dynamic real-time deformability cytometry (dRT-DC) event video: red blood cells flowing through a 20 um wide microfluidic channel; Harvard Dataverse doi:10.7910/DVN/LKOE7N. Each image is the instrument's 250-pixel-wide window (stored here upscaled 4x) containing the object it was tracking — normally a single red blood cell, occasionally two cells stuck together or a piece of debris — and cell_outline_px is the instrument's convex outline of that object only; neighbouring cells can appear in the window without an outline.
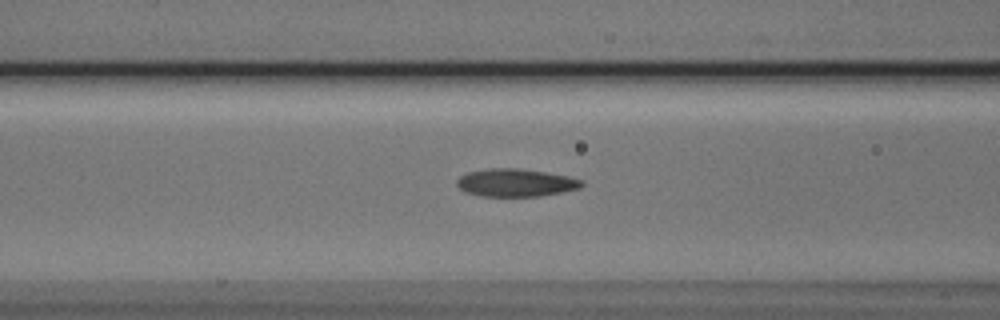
{"species": "Egyptian fruit bat (a non-hibernating species)", "species_latin": "Rousettus aegyptiacus", "temperature_condition": "cold", "stored_images_in_passage": 49, "camera_frame_rate_fps": 3000, "um_per_image_px": 0.085, "animal": {"sex": "male"}, "frame": {"image": 1, "passage_image": 21, "time_ms": 6.667, "image_size_px": [1000, 320], "cell_outline_px": [[584, 184], [580, 188], [564, 192], [540, 196], [480, 196], [464, 192], [456, 184], [456, 180], [460, 176], [468, 172], [488, 168], [516, 168], [544, 172], [568, 176], [584, 180]], "centroid_in_image_um": [43.84, 15.53], "position_along_channel_um": 122.8, "area_um2": 20.35}}
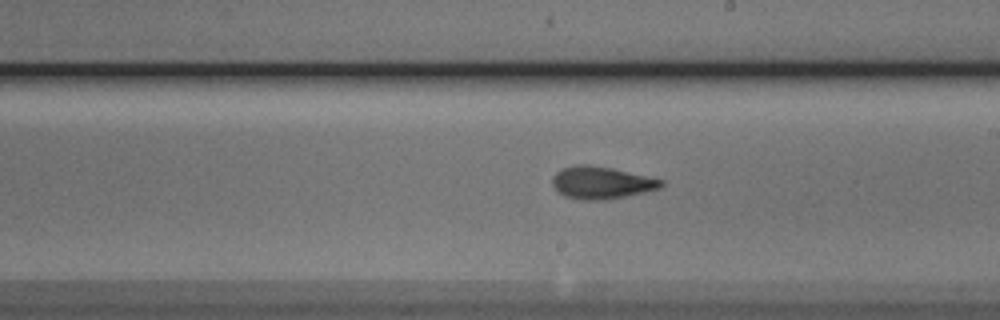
{"frame": {"image": 2, "passage_image": 30, "time_ms": 9.667, "image_size_px": [1000, 320], "cell_outline_px": [[664, 184], [660, 188], [644, 192], [604, 200], [584, 200], [564, 196], [556, 192], [552, 184], [552, 176], [556, 172], [564, 168], [576, 164], [588, 164], [612, 168], [664, 180]], "centroid_in_image_um": [51.08, 15.52], "position_along_channel_um": 237.9, "area_um2": 20.52}}
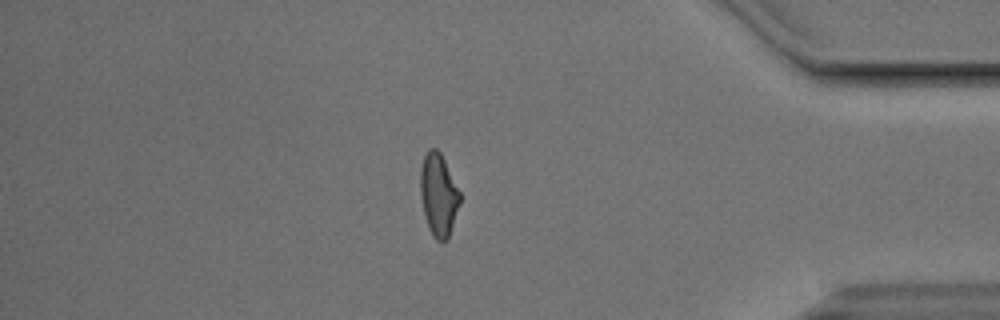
{"frame": {"image": 3, "passage_image": 45, "time_ms": 14.667, "image_size_px": [1000, 320], "cell_outline_px": [[460, 200], [448, 240], [436, 240], [432, 236], [428, 228], [424, 212], [420, 192], [420, 168], [424, 156], [428, 148], [436, 148], [440, 152], [460, 192]], "centroid_in_image_um": [37.26, 16.55], "position_along_channel_um": 397.9, "area_um2": 18.84}}